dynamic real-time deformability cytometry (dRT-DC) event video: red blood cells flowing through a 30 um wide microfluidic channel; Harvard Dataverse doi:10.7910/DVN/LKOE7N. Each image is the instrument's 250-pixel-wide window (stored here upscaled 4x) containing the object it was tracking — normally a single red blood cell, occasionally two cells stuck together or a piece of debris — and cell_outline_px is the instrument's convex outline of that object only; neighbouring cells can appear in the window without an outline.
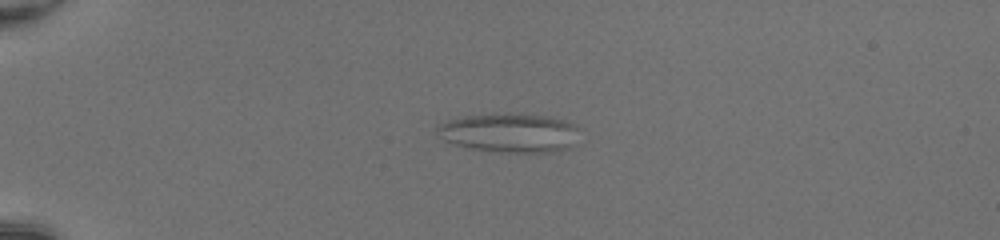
{"species": "common noctule bat (a hibernating species)", "species_latin": "Nyctalus noctula", "temperature_condition": "room temperature", "stored_images_in_passage": 52, "camera_frame_rate_fps": 3000, "um_per_image_px": 0.085, "animal": {"sex": "female", "body_mass_g": 20.0, "forearm_length_mm": 54.0}, "frame": {"image": 1, "passage_image": 15, "time_ms": 4.667, "image_size_px": [1000, 240], "cell_outline_px": [[584, 128], [572, 144], [568, 148], [556, 152], [500, 152], [468, 148], [444, 140], [436, 128], [440, 124], [448, 120], [464, 116], [508, 112], [548, 116], [564, 120], [576, 124]], "centroid_in_image_um": [43.4, 11.27], "position_along_channel_um": 41.6, "area_um2": 32.89}}
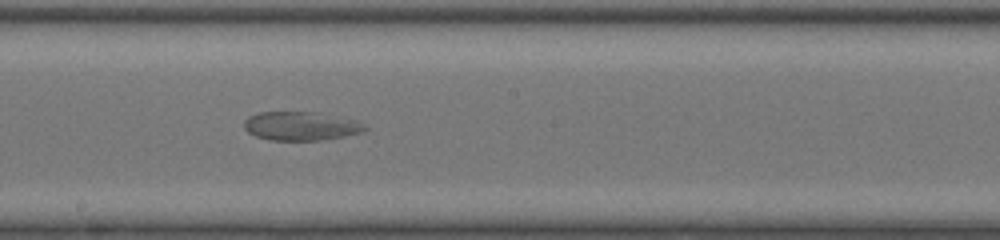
{"frame": {"image": 2, "passage_image": 32, "time_ms": 10.333, "image_size_px": [1000, 240], "cell_outline_px": [[368, 128], [364, 132], [344, 136], [320, 140], [272, 140], [256, 136], [248, 132], [244, 128], [244, 120], [248, 116], [260, 112], [316, 112], [356, 120], [364, 124]], "centroid_in_image_um": [25.58, 10.71], "position_along_channel_um": 222.6, "area_um2": 20.23}}
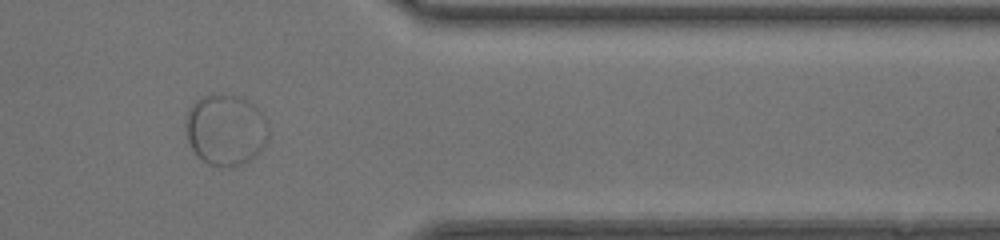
{"frame": {"image": 3, "passage_image": 45, "time_ms": 14.667, "image_size_px": [1000, 240], "cell_outline_px": [[268, 140], [264, 148], [244, 164], [232, 168], [224, 168], [208, 164], [196, 156], [188, 144], [184, 124], [184, 120], [188, 108], [200, 96], [220, 92], [236, 96], [252, 104], [264, 116], [268, 124]], "centroid_in_image_um": [19.14, 11.05], "position_along_channel_um": 392.3, "area_um2": 35.26}}